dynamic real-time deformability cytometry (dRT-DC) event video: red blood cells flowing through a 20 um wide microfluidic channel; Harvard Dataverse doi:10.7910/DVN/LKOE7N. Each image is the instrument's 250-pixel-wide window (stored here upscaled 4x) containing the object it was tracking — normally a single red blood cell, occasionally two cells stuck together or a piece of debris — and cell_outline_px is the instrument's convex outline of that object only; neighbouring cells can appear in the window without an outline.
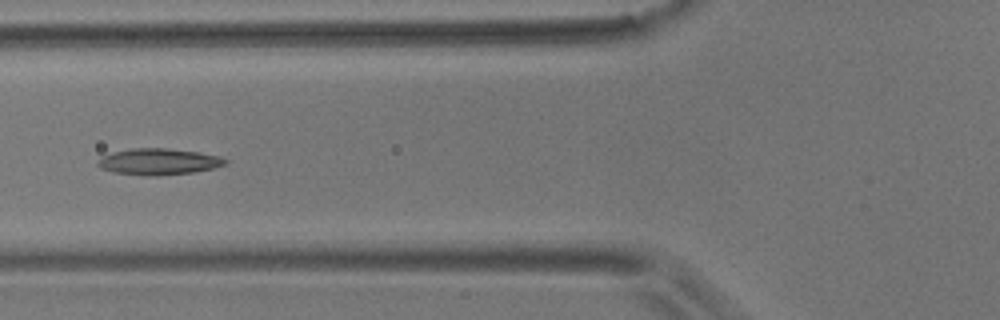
{"species": "common noctule bat (a hibernating species)", "species_latin": "Nyctalus noctula", "temperature_condition": "room temperature", "stored_images_in_passage": 9, "camera_frame_rate_fps": 3000, "um_per_image_px": 0.085, "animal": {"sex": "male", "body_mass_g": 17.9}, "frame": {"image": 1, "passage_image": 6, "time_ms": 1.667, "image_size_px": [1000, 320], "cell_outline_px": [[228, 164], [212, 168], [192, 172], [160, 176], [148, 176], [112, 172], [100, 168], [96, 164], [96, 160], [112, 152], [132, 148], [168, 148], [200, 152], [220, 156], [228, 160]], "centroid_in_image_um": [13.48, 13.74], "position_along_channel_um": 112.3, "area_um2": 19.77}}
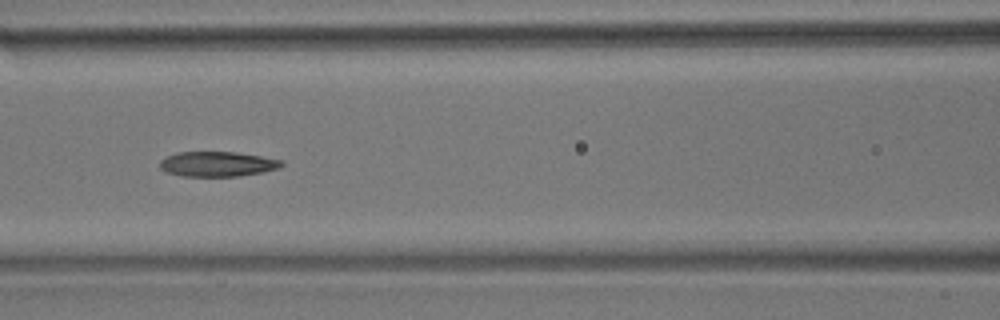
{"frame": {"image": 2, "passage_image": 7, "time_ms": 2.0, "image_size_px": [1000, 320], "cell_outline_px": [[284, 164], [280, 168], [264, 172], [240, 176], [180, 176], [164, 172], [160, 168], [160, 160], [176, 152], [236, 152], [284, 160]], "centroid_in_image_um": [18.49, 13.95], "position_along_channel_um": 148.1, "area_um2": 17.92}}
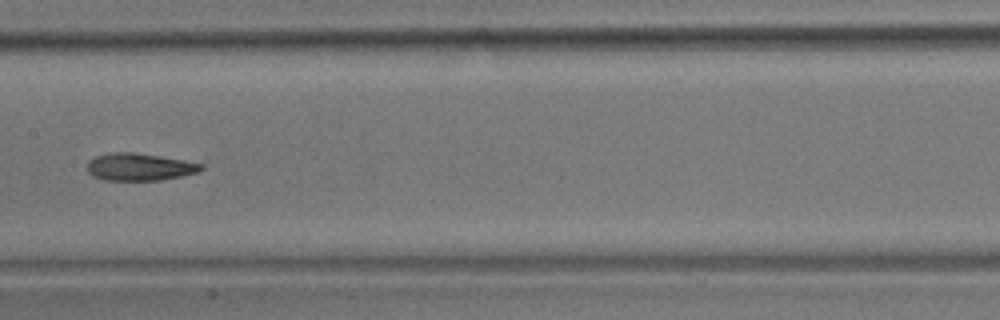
{"frame": {"image": 3, "passage_image": 8, "time_ms": 2.333, "image_size_px": [1000, 320], "cell_outline_px": [[204, 168], [196, 172], [180, 176], [160, 180], [104, 180], [92, 176], [88, 172], [88, 160], [96, 156], [112, 152], [132, 152], [184, 160], [204, 164]], "centroid_in_image_um": [11.83, 14.19], "position_along_channel_um": 195.6, "area_um2": 18.03}}